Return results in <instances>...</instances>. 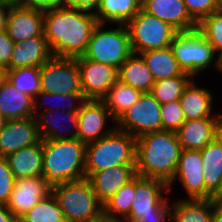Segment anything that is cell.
Returning <instances> with one entry per match:
<instances>
[{
  "label": "cell",
  "instance_id": "cell-1",
  "mask_svg": "<svg viewBox=\"0 0 222 222\" xmlns=\"http://www.w3.org/2000/svg\"><path fill=\"white\" fill-rule=\"evenodd\" d=\"M97 24L94 12L88 10L71 6L44 9V37L52 56H83Z\"/></svg>",
  "mask_w": 222,
  "mask_h": 222
},
{
  "label": "cell",
  "instance_id": "cell-2",
  "mask_svg": "<svg viewBox=\"0 0 222 222\" xmlns=\"http://www.w3.org/2000/svg\"><path fill=\"white\" fill-rule=\"evenodd\" d=\"M181 152L175 131L142 135L136 139V175L169 184L176 173Z\"/></svg>",
  "mask_w": 222,
  "mask_h": 222
},
{
  "label": "cell",
  "instance_id": "cell-3",
  "mask_svg": "<svg viewBox=\"0 0 222 222\" xmlns=\"http://www.w3.org/2000/svg\"><path fill=\"white\" fill-rule=\"evenodd\" d=\"M43 177L52 188L86 178V143L79 139L42 140Z\"/></svg>",
  "mask_w": 222,
  "mask_h": 222
},
{
  "label": "cell",
  "instance_id": "cell-4",
  "mask_svg": "<svg viewBox=\"0 0 222 222\" xmlns=\"http://www.w3.org/2000/svg\"><path fill=\"white\" fill-rule=\"evenodd\" d=\"M118 165H136V138L115 128L105 137L86 144L85 175Z\"/></svg>",
  "mask_w": 222,
  "mask_h": 222
},
{
  "label": "cell",
  "instance_id": "cell-5",
  "mask_svg": "<svg viewBox=\"0 0 222 222\" xmlns=\"http://www.w3.org/2000/svg\"><path fill=\"white\" fill-rule=\"evenodd\" d=\"M51 192L66 222H87L103 215V204L87 178L56 185Z\"/></svg>",
  "mask_w": 222,
  "mask_h": 222
},
{
  "label": "cell",
  "instance_id": "cell-6",
  "mask_svg": "<svg viewBox=\"0 0 222 222\" xmlns=\"http://www.w3.org/2000/svg\"><path fill=\"white\" fill-rule=\"evenodd\" d=\"M105 24L98 23L94 28L86 53V59L103 63L117 70L133 53L130 35L126 25L117 28L102 29ZM102 29V30H101Z\"/></svg>",
  "mask_w": 222,
  "mask_h": 222
},
{
  "label": "cell",
  "instance_id": "cell-7",
  "mask_svg": "<svg viewBox=\"0 0 222 222\" xmlns=\"http://www.w3.org/2000/svg\"><path fill=\"white\" fill-rule=\"evenodd\" d=\"M170 48L181 70L193 79L199 72L210 67L213 60L217 66V58H215L217 55L212 45L198 29L178 32Z\"/></svg>",
  "mask_w": 222,
  "mask_h": 222
},
{
  "label": "cell",
  "instance_id": "cell-8",
  "mask_svg": "<svg viewBox=\"0 0 222 222\" xmlns=\"http://www.w3.org/2000/svg\"><path fill=\"white\" fill-rule=\"evenodd\" d=\"M134 54L170 47L179 32L171 24L152 16L142 9L126 24Z\"/></svg>",
  "mask_w": 222,
  "mask_h": 222
},
{
  "label": "cell",
  "instance_id": "cell-9",
  "mask_svg": "<svg viewBox=\"0 0 222 222\" xmlns=\"http://www.w3.org/2000/svg\"><path fill=\"white\" fill-rule=\"evenodd\" d=\"M40 84L43 92L82 93L76 58L51 56L40 67Z\"/></svg>",
  "mask_w": 222,
  "mask_h": 222
},
{
  "label": "cell",
  "instance_id": "cell-10",
  "mask_svg": "<svg viewBox=\"0 0 222 222\" xmlns=\"http://www.w3.org/2000/svg\"><path fill=\"white\" fill-rule=\"evenodd\" d=\"M161 104L152 94L143 93L115 122V127L136 139L144 134L162 131Z\"/></svg>",
  "mask_w": 222,
  "mask_h": 222
},
{
  "label": "cell",
  "instance_id": "cell-11",
  "mask_svg": "<svg viewBox=\"0 0 222 222\" xmlns=\"http://www.w3.org/2000/svg\"><path fill=\"white\" fill-rule=\"evenodd\" d=\"M168 184L158 179L135 176V194L130 215L123 222H139L143 217L160 215L171 203Z\"/></svg>",
  "mask_w": 222,
  "mask_h": 222
},
{
  "label": "cell",
  "instance_id": "cell-12",
  "mask_svg": "<svg viewBox=\"0 0 222 222\" xmlns=\"http://www.w3.org/2000/svg\"><path fill=\"white\" fill-rule=\"evenodd\" d=\"M80 71L82 93L87 100H102L109 88L118 80L115 67L86 59L76 58Z\"/></svg>",
  "mask_w": 222,
  "mask_h": 222
},
{
  "label": "cell",
  "instance_id": "cell-13",
  "mask_svg": "<svg viewBox=\"0 0 222 222\" xmlns=\"http://www.w3.org/2000/svg\"><path fill=\"white\" fill-rule=\"evenodd\" d=\"M43 26L44 9L18 4L10 6L5 30L14 43L33 37H44Z\"/></svg>",
  "mask_w": 222,
  "mask_h": 222
},
{
  "label": "cell",
  "instance_id": "cell-14",
  "mask_svg": "<svg viewBox=\"0 0 222 222\" xmlns=\"http://www.w3.org/2000/svg\"><path fill=\"white\" fill-rule=\"evenodd\" d=\"M77 113V139L86 144L105 137L116 128H104L109 119L114 120L102 100L85 101Z\"/></svg>",
  "mask_w": 222,
  "mask_h": 222
},
{
  "label": "cell",
  "instance_id": "cell-15",
  "mask_svg": "<svg viewBox=\"0 0 222 222\" xmlns=\"http://www.w3.org/2000/svg\"><path fill=\"white\" fill-rule=\"evenodd\" d=\"M50 193L51 187L46 183L44 177L15 179V184L6 207L17 218H21Z\"/></svg>",
  "mask_w": 222,
  "mask_h": 222
},
{
  "label": "cell",
  "instance_id": "cell-16",
  "mask_svg": "<svg viewBox=\"0 0 222 222\" xmlns=\"http://www.w3.org/2000/svg\"><path fill=\"white\" fill-rule=\"evenodd\" d=\"M200 151L182 149L179 163L173 180L168 184L169 192L172 184L179 178L185 188L187 199H205V182Z\"/></svg>",
  "mask_w": 222,
  "mask_h": 222
},
{
  "label": "cell",
  "instance_id": "cell-17",
  "mask_svg": "<svg viewBox=\"0 0 222 222\" xmlns=\"http://www.w3.org/2000/svg\"><path fill=\"white\" fill-rule=\"evenodd\" d=\"M40 140L35 117L7 120L0 132V156L6 157Z\"/></svg>",
  "mask_w": 222,
  "mask_h": 222
},
{
  "label": "cell",
  "instance_id": "cell-18",
  "mask_svg": "<svg viewBox=\"0 0 222 222\" xmlns=\"http://www.w3.org/2000/svg\"><path fill=\"white\" fill-rule=\"evenodd\" d=\"M176 133L182 149L200 151L222 133V118L187 120Z\"/></svg>",
  "mask_w": 222,
  "mask_h": 222
},
{
  "label": "cell",
  "instance_id": "cell-19",
  "mask_svg": "<svg viewBox=\"0 0 222 222\" xmlns=\"http://www.w3.org/2000/svg\"><path fill=\"white\" fill-rule=\"evenodd\" d=\"M136 176V165H118L91 173L87 179L97 199L104 204Z\"/></svg>",
  "mask_w": 222,
  "mask_h": 222
},
{
  "label": "cell",
  "instance_id": "cell-20",
  "mask_svg": "<svg viewBox=\"0 0 222 222\" xmlns=\"http://www.w3.org/2000/svg\"><path fill=\"white\" fill-rule=\"evenodd\" d=\"M141 9L171 24L179 32L191 31L198 27L190 17L183 0H142Z\"/></svg>",
  "mask_w": 222,
  "mask_h": 222
},
{
  "label": "cell",
  "instance_id": "cell-21",
  "mask_svg": "<svg viewBox=\"0 0 222 222\" xmlns=\"http://www.w3.org/2000/svg\"><path fill=\"white\" fill-rule=\"evenodd\" d=\"M205 199H214L222 189V133L200 150Z\"/></svg>",
  "mask_w": 222,
  "mask_h": 222
},
{
  "label": "cell",
  "instance_id": "cell-22",
  "mask_svg": "<svg viewBox=\"0 0 222 222\" xmlns=\"http://www.w3.org/2000/svg\"><path fill=\"white\" fill-rule=\"evenodd\" d=\"M58 113H62L60 118ZM36 125L38 127V132L42 140H66V139H77V128H78V113L77 112H67V111H41L35 116ZM65 120V122H70L71 124L68 129L62 130V125H60V119ZM67 125V124H66Z\"/></svg>",
  "mask_w": 222,
  "mask_h": 222
},
{
  "label": "cell",
  "instance_id": "cell-23",
  "mask_svg": "<svg viewBox=\"0 0 222 222\" xmlns=\"http://www.w3.org/2000/svg\"><path fill=\"white\" fill-rule=\"evenodd\" d=\"M15 179L43 177L42 139L5 157Z\"/></svg>",
  "mask_w": 222,
  "mask_h": 222
},
{
  "label": "cell",
  "instance_id": "cell-24",
  "mask_svg": "<svg viewBox=\"0 0 222 222\" xmlns=\"http://www.w3.org/2000/svg\"><path fill=\"white\" fill-rule=\"evenodd\" d=\"M212 92L204 87H196L192 79L185 87L180 98V105L185 115V119H202V118H222V113L219 112L213 116V97Z\"/></svg>",
  "mask_w": 222,
  "mask_h": 222
},
{
  "label": "cell",
  "instance_id": "cell-25",
  "mask_svg": "<svg viewBox=\"0 0 222 222\" xmlns=\"http://www.w3.org/2000/svg\"><path fill=\"white\" fill-rule=\"evenodd\" d=\"M0 111L7 120L34 117L33 98L4 78L0 83Z\"/></svg>",
  "mask_w": 222,
  "mask_h": 222
},
{
  "label": "cell",
  "instance_id": "cell-26",
  "mask_svg": "<svg viewBox=\"0 0 222 222\" xmlns=\"http://www.w3.org/2000/svg\"><path fill=\"white\" fill-rule=\"evenodd\" d=\"M52 56L45 37L14 43L10 69L33 66L41 67Z\"/></svg>",
  "mask_w": 222,
  "mask_h": 222
},
{
  "label": "cell",
  "instance_id": "cell-27",
  "mask_svg": "<svg viewBox=\"0 0 222 222\" xmlns=\"http://www.w3.org/2000/svg\"><path fill=\"white\" fill-rule=\"evenodd\" d=\"M214 199H183L171 203V221L213 222Z\"/></svg>",
  "mask_w": 222,
  "mask_h": 222
},
{
  "label": "cell",
  "instance_id": "cell-28",
  "mask_svg": "<svg viewBox=\"0 0 222 222\" xmlns=\"http://www.w3.org/2000/svg\"><path fill=\"white\" fill-rule=\"evenodd\" d=\"M118 80L142 93H149L155 82L144 59L134 53L118 69Z\"/></svg>",
  "mask_w": 222,
  "mask_h": 222
},
{
  "label": "cell",
  "instance_id": "cell-29",
  "mask_svg": "<svg viewBox=\"0 0 222 222\" xmlns=\"http://www.w3.org/2000/svg\"><path fill=\"white\" fill-rule=\"evenodd\" d=\"M142 0H100L94 12L98 23L126 25L140 10Z\"/></svg>",
  "mask_w": 222,
  "mask_h": 222
},
{
  "label": "cell",
  "instance_id": "cell-30",
  "mask_svg": "<svg viewBox=\"0 0 222 222\" xmlns=\"http://www.w3.org/2000/svg\"><path fill=\"white\" fill-rule=\"evenodd\" d=\"M139 55L144 59L155 81L184 74L170 47L149 50Z\"/></svg>",
  "mask_w": 222,
  "mask_h": 222
},
{
  "label": "cell",
  "instance_id": "cell-31",
  "mask_svg": "<svg viewBox=\"0 0 222 222\" xmlns=\"http://www.w3.org/2000/svg\"><path fill=\"white\" fill-rule=\"evenodd\" d=\"M143 93L117 80L110 88L107 95L102 99L109 110L114 123L121 115L136 103Z\"/></svg>",
  "mask_w": 222,
  "mask_h": 222
},
{
  "label": "cell",
  "instance_id": "cell-32",
  "mask_svg": "<svg viewBox=\"0 0 222 222\" xmlns=\"http://www.w3.org/2000/svg\"><path fill=\"white\" fill-rule=\"evenodd\" d=\"M134 194L135 177L103 204V214L116 222H123L130 215Z\"/></svg>",
  "mask_w": 222,
  "mask_h": 222
},
{
  "label": "cell",
  "instance_id": "cell-33",
  "mask_svg": "<svg viewBox=\"0 0 222 222\" xmlns=\"http://www.w3.org/2000/svg\"><path fill=\"white\" fill-rule=\"evenodd\" d=\"M5 78L33 99L41 92L40 67L26 66L6 70Z\"/></svg>",
  "mask_w": 222,
  "mask_h": 222
},
{
  "label": "cell",
  "instance_id": "cell-34",
  "mask_svg": "<svg viewBox=\"0 0 222 222\" xmlns=\"http://www.w3.org/2000/svg\"><path fill=\"white\" fill-rule=\"evenodd\" d=\"M192 79L190 75L184 73L182 76L155 81L150 93L160 104L178 101Z\"/></svg>",
  "mask_w": 222,
  "mask_h": 222
},
{
  "label": "cell",
  "instance_id": "cell-35",
  "mask_svg": "<svg viewBox=\"0 0 222 222\" xmlns=\"http://www.w3.org/2000/svg\"><path fill=\"white\" fill-rule=\"evenodd\" d=\"M21 218L25 222H66L52 192L34 205Z\"/></svg>",
  "mask_w": 222,
  "mask_h": 222
},
{
  "label": "cell",
  "instance_id": "cell-36",
  "mask_svg": "<svg viewBox=\"0 0 222 222\" xmlns=\"http://www.w3.org/2000/svg\"><path fill=\"white\" fill-rule=\"evenodd\" d=\"M41 98V100H40ZM52 98L54 100H59L60 102H66L67 104H62L57 106H53L50 107L49 102L47 104V99H51ZM45 100V101H44ZM47 104L45 108L46 110H50V111H67V112H78L81 109V106L83 105V103L85 101H87V99L85 98V96L83 95V93H72V94H56V93H49V92H43L41 91L34 99H33V110H34V116L40 112V110L42 109V107L44 106L42 103ZM69 101V102H68ZM80 102L77 106L74 105L76 102ZM60 106V107H59ZM62 107V109H61Z\"/></svg>",
  "mask_w": 222,
  "mask_h": 222
},
{
  "label": "cell",
  "instance_id": "cell-37",
  "mask_svg": "<svg viewBox=\"0 0 222 222\" xmlns=\"http://www.w3.org/2000/svg\"><path fill=\"white\" fill-rule=\"evenodd\" d=\"M197 29L212 45L216 55L222 52V12H214L207 15Z\"/></svg>",
  "mask_w": 222,
  "mask_h": 222
},
{
  "label": "cell",
  "instance_id": "cell-38",
  "mask_svg": "<svg viewBox=\"0 0 222 222\" xmlns=\"http://www.w3.org/2000/svg\"><path fill=\"white\" fill-rule=\"evenodd\" d=\"M162 130L177 131L186 121L180 100L161 104Z\"/></svg>",
  "mask_w": 222,
  "mask_h": 222
},
{
  "label": "cell",
  "instance_id": "cell-39",
  "mask_svg": "<svg viewBox=\"0 0 222 222\" xmlns=\"http://www.w3.org/2000/svg\"><path fill=\"white\" fill-rule=\"evenodd\" d=\"M190 17L199 24L207 15L217 12L216 0H183Z\"/></svg>",
  "mask_w": 222,
  "mask_h": 222
},
{
  "label": "cell",
  "instance_id": "cell-40",
  "mask_svg": "<svg viewBox=\"0 0 222 222\" xmlns=\"http://www.w3.org/2000/svg\"><path fill=\"white\" fill-rule=\"evenodd\" d=\"M15 184V178L5 157L0 156V204L6 205Z\"/></svg>",
  "mask_w": 222,
  "mask_h": 222
},
{
  "label": "cell",
  "instance_id": "cell-41",
  "mask_svg": "<svg viewBox=\"0 0 222 222\" xmlns=\"http://www.w3.org/2000/svg\"><path fill=\"white\" fill-rule=\"evenodd\" d=\"M14 48V41L8 36L6 30L0 32V67L10 70V60Z\"/></svg>",
  "mask_w": 222,
  "mask_h": 222
},
{
  "label": "cell",
  "instance_id": "cell-42",
  "mask_svg": "<svg viewBox=\"0 0 222 222\" xmlns=\"http://www.w3.org/2000/svg\"><path fill=\"white\" fill-rule=\"evenodd\" d=\"M16 4L24 7H38L46 9L66 6V0H19Z\"/></svg>",
  "mask_w": 222,
  "mask_h": 222
},
{
  "label": "cell",
  "instance_id": "cell-43",
  "mask_svg": "<svg viewBox=\"0 0 222 222\" xmlns=\"http://www.w3.org/2000/svg\"><path fill=\"white\" fill-rule=\"evenodd\" d=\"M100 0H66V6L95 12ZM93 10V11H92Z\"/></svg>",
  "mask_w": 222,
  "mask_h": 222
},
{
  "label": "cell",
  "instance_id": "cell-44",
  "mask_svg": "<svg viewBox=\"0 0 222 222\" xmlns=\"http://www.w3.org/2000/svg\"><path fill=\"white\" fill-rule=\"evenodd\" d=\"M12 2L0 0V32L6 29V21Z\"/></svg>",
  "mask_w": 222,
  "mask_h": 222
},
{
  "label": "cell",
  "instance_id": "cell-45",
  "mask_svg": "<svg viewBox=\"0 0 222 222\" xmlns=\"http://www.w3.org/2000/svg\"><path fill=\"white\" fill-rule=\"evenodd\" d=\"M167 217L171 221V203L160 215L143 217L139 222H166Z\"/></svg>",
  "mask_w": 222,
  "mask_h": 222
},
{
  "label": "cell",
  "instance_id": "cell-46",
  "mask_svg": "<svg viewBox=\"0 0 222 222\" xmlns=\"http://www.w3.org/2000/svg\"><path fill=\"white\" fill-rule=\"evenodd\" d=\"M17 219L6 205L0 204V222H17Z\"/></svg>",
  "mask_w": 222,
  "mask_h": 222
},
{
  "label": "cell",
  "instance_id": "cell-47",
  "mask_svg": "<svg viewBox=\"0 0 222 222\" xmlns=\"http://www.w3.org/2000/svg\"><path fill=\"white\" fill-rule=\"evenodd\" d=\"M213 222H222V203L214 199Z\"/></svg>",
  "mask_w": 222,
  "mask_h": 222
},
{
  "label": "cell",
  "instance_id": "cell-48",
  "mask_svg": "<svg viewBox=\"0 0 222 222\" xmlns=\"http://www.w3.org/2000/svg\"><path fill=\"white\" fill-rule=\"evenodd\" d=\"M87 222H116V221L112 220L111 218H109L103 214L100 217H98L97 219L87 221Z\"/></svg>",
  "mask_w": 222,
  "mask_h": 222
},
{
  "label": "cell",
  "instance_id": "cell-49",
  "mask_svg": "<svg viewBox=\"0 0 222 222\" xmlns=\"http://www.w3.org/2000/svg\"><path fill=\"white\" fill-rule=\"evenodd\" d=\"M217 68L218 71L222 72V52L217 55Z\"/></svg>",
  "mask_w": 222,
  "mask_h": 222
},
{
  "label": "cell",
  "instance_id": "cell-50",
  "mask_svg": "<svg viewBox=\"0 0 222 222\" xmlns=\"http://www.w3.org/2000/svg\"><path fill=\"white\" fill-rule=\"evenodd\" d=\"M6 122H7V119L2 115V113L0 111V132L3 129V127L5 126Z\"/></svg>",
  "mask_w": 222,
  "mask_h": 222
},
{
  "label": "cell",
  "instance_id": "cell-51",
  "mask_svg": "<svg viewBox=\"0 0 222 222\" xmlns=\"http://www.w3.org/2000/svg\"><path fill=\"white\" fill-rule=\"evenodd\" d=\"M5 72L6 70H4L2 67H0V83L4 80L5 78Z\"/></svg>",
  "mask_w": 222,
  "mask_h": 222
},
{
  "label": "cell",
  "instance_id": "cell-52",
  "mask_svg": "<svg viewBox=\"0 0 222 222\" xmlns=\"http://www.w3.org/2000/svg\"><path fill=\"white\" fill-rule=\"evenodd\" d=\"M217 12H222V0H216Z\"/></svg>",
  "mask_w": 222,
  "mask_h": 222
},
{
  "label": "cell",
  "instance_id": "cell-53",
  "mask_svg": "<svg viewBox=\"0 0 222 222\" xmlns=\"http://www.w3.org/2000/svg\"><path fill=\"white\" fill-rule=\"evenodd\" d=\"M214 199H215L216 201L222 203V189H221L220 193H219Z\"/></svg>",
  "mask_w": 222,
  "mask_h": 222
},
{
  "label": "cell",
  "instance_id": "cell-54",
  "mask_svg": "<svg viewBox=\"0 0 222 222\" xmlns=\"http://www.w3.org/2000/svg\"><path fill=\"white\" fill-rule=\"evenodd\" d=\"M6 1H9V2H12L13 4H16L19 0H6Z\"/></svg>",
  "mask_w": 222,
  "mask_h": 222
},
{
  "label": "cell",
  "instance_id": "cell-55",
  "mask_svg": "<svg viewBox=\"0 0 222 222\" xmlns=\"http://www.w3.org/2000/svg\"><path fill=\"white\" fill-rule=\"evenodd\" d=\"M17 222H25L22 218H18Z\"/></svg>",
  "mask_w": 222,
  "mask_h": 222
}]
</instances>
